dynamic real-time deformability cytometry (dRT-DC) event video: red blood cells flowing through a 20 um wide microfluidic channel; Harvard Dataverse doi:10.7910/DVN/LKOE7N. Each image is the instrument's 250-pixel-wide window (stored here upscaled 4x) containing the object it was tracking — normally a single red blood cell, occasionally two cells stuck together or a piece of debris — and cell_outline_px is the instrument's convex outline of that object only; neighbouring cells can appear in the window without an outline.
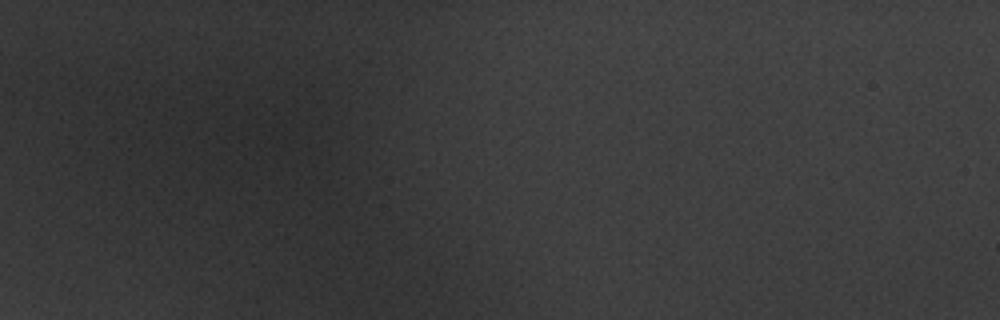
{"species": "common noctule bat (a hibernating species)", "species_latin": "Nyctalus noctula", "temperature_condition": "warm", "stored_images_in_passage": 2, "camera_frame_rate_fps": 3000, "um_per_image_px": 0.085, "animal": {"sex": "male", "body_mass_g": 20.1, "forearm_length_mm": 53.5}, "frame": {"image": 1, "passage_image": 1, "time_ms": 0.0, "image_size_px": [1000, 320], "cell_outline_px": [[328, 152], [320, 172], [316, 176], [276, 152], [264, 140], [272, 128], [296, 116], [308, 120]], "centroid_in_image_um": [25.38, 12.25], "position_along_channel_um": 59.6, "area_um2": 15.66}}